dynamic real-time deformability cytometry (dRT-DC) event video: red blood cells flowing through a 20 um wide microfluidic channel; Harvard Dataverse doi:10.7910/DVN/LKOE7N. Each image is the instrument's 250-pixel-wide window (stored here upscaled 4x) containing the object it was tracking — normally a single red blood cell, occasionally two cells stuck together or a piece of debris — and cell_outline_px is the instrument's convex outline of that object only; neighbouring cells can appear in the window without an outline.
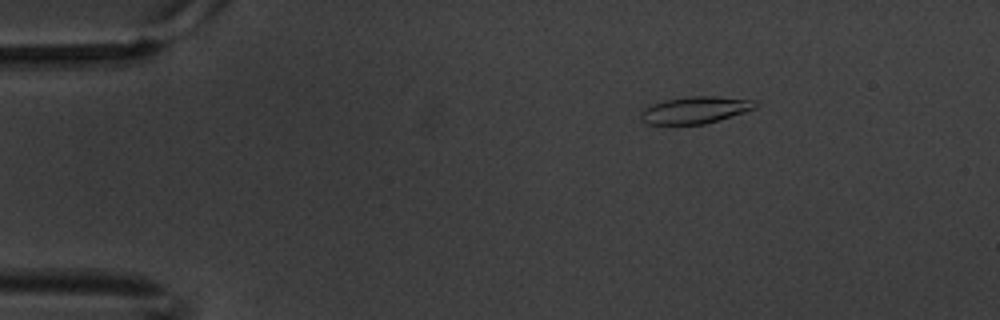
{"species": "common noctule bat (a hibernating species)", "species_latin": "Nyctalus noctula", "temperature_condition": "warm", "stored_images_in_passage": 6, "camera_frame_rate_fps": 3000, "um_per_image_px": 0.085, "animal": {"sex": "male", "body_mass_g": 20.1, "forearm_length_mm": 53.5}, "frame": {"image": 1, "passage_image": 1, "time_ms": 0.0, "image_size_px": [1000, 320], "cell_outline_px": [[760, 104], [756, 108], [744, 112], [704, 124], [648, 124], [640, 120], [640, 112], [644, 108], [652, 104], [664, 100], [688, 96], [716, 96], [756, 100]], "centroid_in_image_um": [59.09, 9.34], "position_along_channel_um": 25.9, "area_um2": 18.09}}
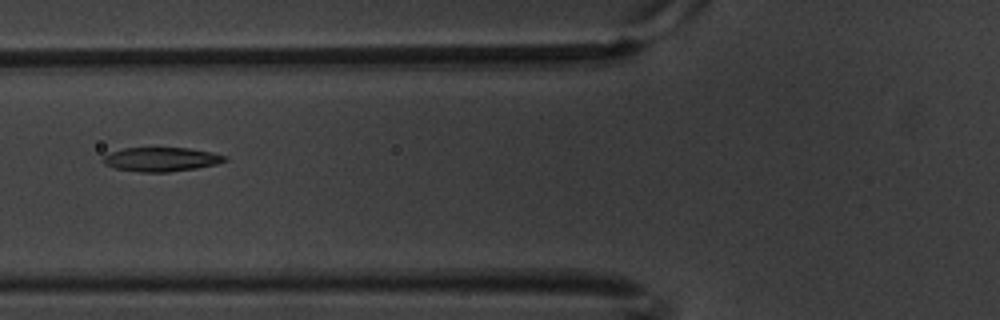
{"frame": {"image": 2, "passage_image": 5, "time_ms": 1.333, "image_size_px": [1000, 320], "cell_outline_px": [[228, 160], [216, 164], [196, 168], [168, 172], [140, 172], [112, 168], [104, 164], [104, 156], [112, 152], [124, 148], [188, 148], [212, 152], [228, 156]], "centroid_in_image_um": [13.73, 13.55], "position_along_channel_um": 112.1, "area_um2": 17.05}}
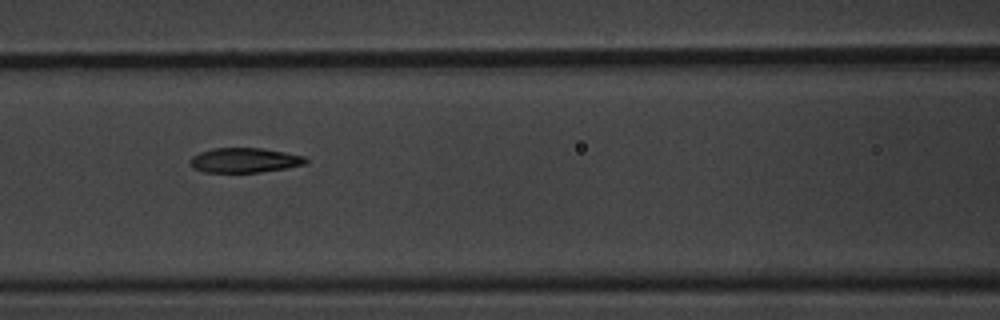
{"frame": {"image": 3, "passage_image": 6, "time_ms": 1.667, "image_size_px": [1000, 320], "cell_outline_px": [[308, 160], [304, 164], [284, 168], [260, 172], [204, 172], [192, 168], [188, 160], [192, 156], [200, 152], [212, 148], [264, 148], [304, 156]], "centroid_in_image_um": [20.73, 13.61], "position_along_channel_um": 145.9, "area_um2": 16.65}}